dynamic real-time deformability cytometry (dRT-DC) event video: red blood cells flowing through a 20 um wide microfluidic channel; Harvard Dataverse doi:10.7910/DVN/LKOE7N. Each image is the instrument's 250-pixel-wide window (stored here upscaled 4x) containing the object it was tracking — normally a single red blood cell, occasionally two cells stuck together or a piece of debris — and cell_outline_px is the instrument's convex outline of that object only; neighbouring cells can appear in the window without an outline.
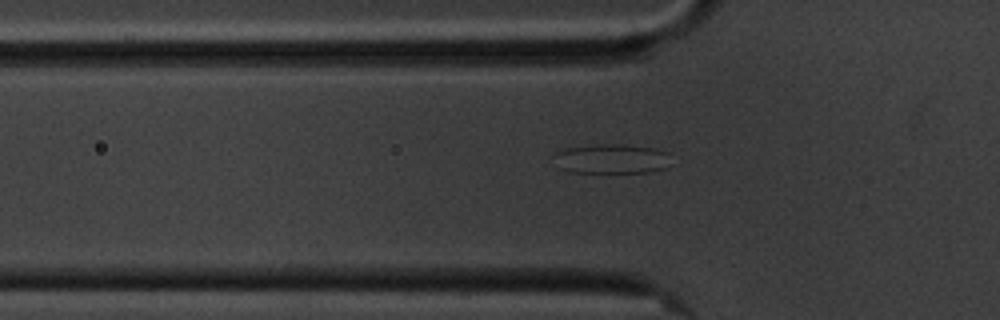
{"species": "common noctule bat (a hibernating species)", "species_latin": "Nyctalus noctula", "temperature_condition": "cold", "stored_images_in_passage": 56, "camera_frame_rate_fps": 3000, "um_per_image_px": 0.085, "animal": {"sex": "male", "body_mass_g": 20.1, "forearm_length_mm": 53.5}, "frame": {"image": 1, "passage_image": 19, "time_ms": 6.0, "image_size_px": [1000, 320], "cell_outline_px": [[668, 168], [652, 172], [568, 172], [560, 168], [556, 152], [564, 148], [596, 144], [624, 144], [656, 148], [668, 152]], "centroid_in_image_um": [52.05, 13.49], "position_along_channel_um": 73.8, "area_um2": 20.17}}
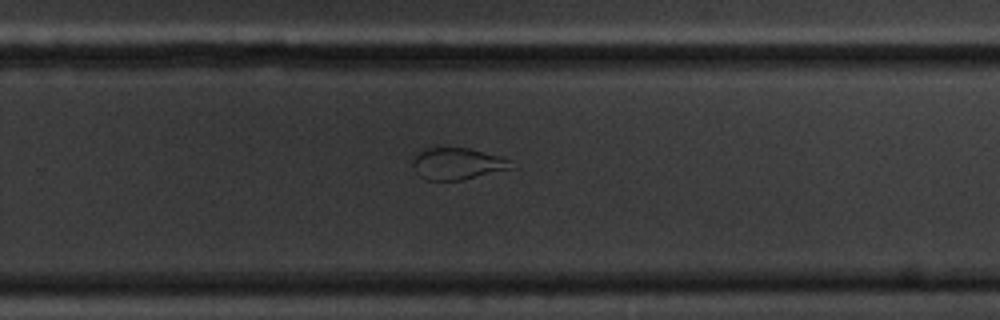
{"frame": {"image": 2, "passage_image": 38, "time_ms": 12.333, "image_size_px": [1000, 320], "cell_outline_px": [[516, 168], [460, 180], [424, 180], [416, 172], [412, 164], [412, 160], [416, 152], [424, 148], [436, 144], [468, 148], [500, 156], [508, 160]], "centroid_in_image_um": [38.81, 13.87], "position_along_channel_um": 291.0, "area_um2": 18.9}}
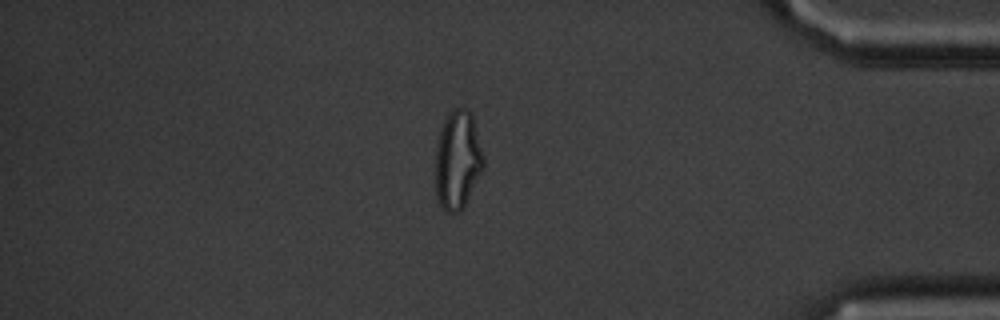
{"frame": {"image": 3, "passage_image": 50, "time_ms": 16.333, "image_size_px": [1000, 320], "cell_outline_px": [[484, 168], [460, 212], [444, 212], [436, 196], [436, 152], [440, 132], [444, 120], [456, 108], [464, 108], [472, 112], [484, 156]], "centroid_in_image_um": [38.92, 13.61], "position_along_channel_um": 396.3, "area_um2": 27.4}}